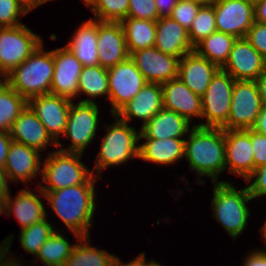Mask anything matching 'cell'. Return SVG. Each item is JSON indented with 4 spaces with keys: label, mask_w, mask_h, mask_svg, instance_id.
<instances>
[{
    "label": "cell",
    "mask_w": 266,
    "mask_h": 266,
    "mask_svg": "<svg viewBox=\"0 0 266 266\" xmlns=\"http://www.w3.org/2000/svg\"><path fill=\"white\" fill-rule=\"evenodd\" d=\"M98 175H92L84 184L65 187L56 191H41L55 214L78 240L90 235L97 198L94 184Z\"/></svg>",
    "instance_id": "1"
},
{
    "label": "cell",
    "mask_w": 266,
    "mask_h": 266,
    "mask_svg": "<svg viewBox=\"0 0 266 266\" xmlns=\"http://www.w3.org/2000/svg\"><path fill=\"white\" fill-rule=\"evenodd\" d=\"M189 139V140H188ZM185 139V158L189 168L199 177L208 176L217 183L219 174L226 170L225 130L192 126Z\"/></svg>",
    "instance_id": "2"
},
{
    "label": "cell",
    "mask_w": 266,
    "mask_h": 266,
    "mask_svg": "<svg viewBox=\"0 0 266 266\" xmlns=\"http://www.w3.org/2000/svg\"><path fill=\"white\" fill-rule=\"evenodd\" d=\"M54 73L53 50L44 51L43 42L7 75V84L26 100L50 94Z\"/></svg>",
    "instance_id": "3"
},
{
    "label": "cell",
    "mask_w": 266,
    "mask_h": 266,
    "mask_svg": "<svg viewBox=\"0 0 266 266\" xmlns=\"http://www.w3.org/2000/svg\"><path fill=\"white\" fill-rule=\"evenodd\" d=\"M253 200L248 187L237 190L230 182L214 184L211 209L212 216L221 223L233 239L238 237L248 225L250 215L247 203Z\"/></svg>",
    "instance_id": "4"
},
{
    "label": "cell",
    "mask_w": 266,
    "mask_h": 266,
    "mask_svg": "<svg viewBox=\"0 0 266 266\" xmlns=\"http://www.w3.org/2000/svg\"><path fill=\"white\" fill-rule=\"evenodd\" d=\"M116 120L111 125H106V134L102 137L100 152L95 160V167H92V173L95 175L102 172L109 166H119L129 159L139 158V134L133 126L112 115Z\"/></svg>",
    "instance_id": "5"
},
{
    "label": "cell",
    "mask_w": 266,
    "mask_h": 266,
    "mask_svg": "<svg viewBox=\"0 0 266 266\" xmlns=\"http://www.w3.org/2000/svg\"><path fill=\"white\" fill-rule=\"evenodd\" d=\"M47 156L42 163V182L38 185L41 191H56L84 184L93 175L92 170L80 160V153L54 150Z\"/></svg>",
    "instance_id": "6"
},
{
    "label": "cell",
    "mask_w": 266,
    "mask_h": 266,
    "mask_svg": "<svg viewBox=\"0 0 266 266\" xmlns=\"http://www.w3.org/2000/svg\"><path fill=\"white\" fill-rule=\"evenodd\" d=\"M235 79L223 69L212 77L206 92L201 96L202 119L196 126L222 128L229 119Z\"/></svg>",
    "instance_id": "7"
},
{
    "label": "cell",
    "mask_w": 266,
    "mask_h": 266,
    "mask_svg": "<svg viewBox=\"0 0 266 266\" xmlns=\"http://www.w3.org/2000/svg\"><path fill=\"white\" fill-rule=\"evenodd\" d=\"M99 108L96 102L71 103L67 125L63 137L71 139V144L60 151L80 153L90 145L98 129Z\"/></svg>",
    "instance_id": "8"
},
{
    "label": "cell",
    "mask_w": 266,
    "mask_h": 266,
    "mask_svg": "<svg viewBox=\"0 0 266 266\" xmlns=\"http://www.w3.org/2000/svg\"><path fill=\"white\" fill-rule=\"evenodd\" d=\"M43 42L26 25L0 27V65L7 75L25 61Z\"/></svg>",
    "instance_id": "9"
},
{
    "label": "cell",
    "mask_w": 266,
    "mask_h": 266,
    "mask_svg": "<svg viewBox=\"0 0 266 266\" xmlns=\"http://www.w3.org/2000/svg\"><path fill=\"white\" fill-rule=\"evenodd\" d=\"M262 106L256 81L235 80L229 119L222 129L252 128Z\"/></svg>",
    "instance_id": "10"
},
{
    "label": "cell",
    "mask_w": 266,
    "mask_h": 266,
    "mask_svg": "<svg viewBox=\"0 0 266 266\" xmlns=\"http://www.w3.org/2000/svg\"><path fill=\"white\" fill-rule=\"evenodd\" d=\"M146 83L144 76L130 57L109 68L110 113L114 115L123 105L133 99Z\"/></svg>",
    "instance_id": "11"
},
{
    "label": "cell",
    "mask_w": 266,
    "mask_h": 266,
    "mask_svg": "<svg viewBox=\"0 0 266 266\" xmlns=\"http://www.w3.org/2000/svg\"><path fill=\"white\" fill-rule=\"evenodd\" d=\"M71 103L72 100L53 94L38 95L27 100V105L45 126L58 148L64 146L58 138L65 131Z\"/></svg>",
    "instance_id": "12"
},
{
    "label": "cell",
    "mask_w": 266,
    "mask_h": 266,
    "mask_svg": "<svg viewBox=\"0 0 266 266\" xmlns=\"http://www.w3.org/2000/svg\"><path fill=\"white\" fill-rule=\"evenodd\" d=\"M216 30L236 38H244L254 23V5L247 0H216Z\"/></svg>",
    "instance_id": "13"
},
{
    "label": "cell",
    "mask_w": 266,
    "mask_h": 266,
    "mask_svg": "<svg viewBox=\"0 0 266 266\" xmlns=\"http://www.w3.org/2000/svg\"><path fill=\"white\" fill-rule=\"evenodd\" d=\"M129 57L146 82L163 84L178 77L179 59L160 52L155 46L134 51Z\"/></svg>",
    "instance_id": "14"
},
{
    "label": "cell",
    "mask_w": 266,
    "mask_h": 266,
    "mask_svg": "<svg viewBox=\"0 0 266 266\" xmlns=\"http://www.w3.org/2000/svg\"><path fill=\"white\" fill-rule=\"evenodd\" d=\"M265 64L266 59L244 37L236 39L221 69L235 80L256 81L265 71Z\"/></svg>",
    "instance_id": "15"
},
{
    "label": "cell",
    "mask_w": 266,
    "mask_h": 266,
    "mask_svg": "<svg viewBox=\"0 0 266 266\" xmlns=\"http://www.w3.org/2000/svg\"><path fill=\"white\" fill-rule=\"evenodd\" d=\"M53 55L54 73L50 94L73 100L78 96V81L83 66L65 46L53 49Z\"/></svg>",
    "instance_id": "16"
},
{
    "label": "cell",
    "mask_w": 266,
    "mask_h": 266,
    "mask_svg": "<svg viewBox=\"0 0 266 266\" xmlns=\"http://www.w3.org/2000/svg\"><path fill=\"white\" fill-rule=\"evenodd\" d=\"M253 148L249 129L225 130V161L228 173L245 180L254 171Z\"/></svg>",
    "instance_id": "17"
},
{
    "label": "cell",
    "mask_w": 266,
    "mask_h": 266,
    "mask_svg": "<svg viewBox=\"0 0 266 266\" xmlns=\"http://www.w3.org/2000/svg\"><path fill=\"white\" fill-rule=\"evenodd\" d=\"M99 65L109 69L129 57L126 39L120 22L97 20Z\"/></svg>",
    "instance_id": "18"
},
{
    "label": "cell",
    "mask_w": 266,
    "mask_h": 266,
    "mask_svg": "<svg viewBox=\"0 0 266 266\" xmlns=\"http://www.w3.org/2000/svg\"><path fill=\"white\" fill-rule=\"evenodd\" d=\"M4 170L9 181L17 183L20 180L26 185L38 173L42 174L40 151L12 141Z\"/></svg>",
    "instance_id": "19"
},
{
    "label": "cell",
    "mask_w": 266,
    "mask_h": 266,
    "mask_svg": "<svg viewBox=\"0 0 266 266\" xmlns=\"http://www.w3.org/2000/svg\"><path fill=\"white\" fill-rule=\"evenodd\" d=\"M162 108L161 84L147 82L135 97L123 105L114 115L127 123L133 118L141 119L144 126Z\"/></svg>",
    "instance_id": "20"
},
{
    "label": "cell",
    "mask_w": 266,
    "mask_h": 266,
    "mask_svg": "<svg viewBox=\"0 0 266 266\" xmlns=\"http://www.w3.org/2000/svg\"><path fill=\"white\" fill-rule=\"evenodd\" d=\"M163 108L172 110L189 122L193 117L202 119L201 96L193 93L179 77L161 84Z\"/></svg>",
    "instance_id": "21"
},
{
    "label": "cell",
    "mask_w": 266,
    "mask_h": 266,
    "mask_svg": "<svg viewBox=\"0 0 266 266\" xmlns=\"http://www.w3.org/2000/svg\"><path fill=\"white\" fill-rule=\"evenodd\" d=\"M220 67L200 56L195 50L178 63V77L195 94L202 96Z\"/></svg>",
    "instance_id": "22"
},
{
    "label": "cell",
    "mask_w": 266,
    "mask_h": 266,
    "mask_svg": "<svg viewBox=\"0 0 266 266\" xmlns=\"http://www.w3.org/2000/svg\"><path fill=\"white\" fill-rule=\"evenodd\" d=\"M9 133L14 142L24 144L38 151H44L49 144L57 148V143L51 138L45 126L28 105L13 122Z\"/></svg>",
    "instance_id": "23"
},
{
    "label": "cell",
    "mask_w": 266,
    "mask_h": 266,
    "mask_svg": "<svg viewBox=\"0 0 266 266\" xmlns=\"http://www.w3.org/2000/svg\"><path fill=\"white\" fill-rule=\"evenodd\" d=\"M155 47L160 52L175 56L179 60L194 50L188 37V30L171 17L156 20Z\"/></svg>",
    "instance_id": "24"
},
{
    "label": "cell",
    "mask_w": 266,
    "mask_h": 266,
    "mask_svg": "<svg viewBox=\"0 0 266 266\" xmlns=\"http://www.w3.org/2000/svg\"><path fill=\"white\" fill-rule=\"evenodd\" d=\"M10 194H8L3 202V213L8 216L13 213L21 226V230L48 216L38 194H34V192L28 189L19 190L15 198L10 196Z\"/></svg>",
    "instance_id": "25"
},
{
    "label": "cell",
    "mask_w": 266,
    "mask_h": 266,
    "mask_svg": "<svg viewBox=\"0 0 266 266\" xmlns=\"http://www.w3.org/2000/svg\"><path fill=\"white\" fill-rule=\"evenodd\" d=\"M190 122L178 113L162 108L140 129L139 139L183 138Z\"/></svg>",
    "instance_id": "26"
},
{
    "label": "cell",
    "mask_w": 266,
    "mask_h": 266,
    "mask_svg": "<svg viewBox=\"0 0 266 266\" xmlns=\"http://www.w3.org/2000/svg\"><path fill=\"white\" fill-rule=\"evenodd\" d=\"M139 145V159L159 165L175 164L185 156V139H145Z\"/></svg>",
    "instance_id": "27"
},
{
    "label": "cell",
    "mask_w": 266,
    "mask_h": 266,
    "mask_svg": "<svg viewBox=\"0 0 266 266\" xmlns=\"http://www.w3.org/2000/svg\"><path fill=\"white\" fill-rule=\"evenodd\" d=\"M65 46L81 62L83 67L99 65L97 44V20L89 19L76 30Z\"/></svg>",
    "instance_id": "28"
},
{
    "label": "cell",
    "mask_w": 266,
    "mask_h": 266,
    "mask_svg": "<svg viewBox=\"0 0 266 266\" xmlns=\"http://www.w3.org/2000/svg\"><path fill=\"white\" fill-rule=\"evenodd\" d=\"M120 23L129 55L134 51L155 46L156 21L127 17Z\"/></svg>",
    "instance_id": "29"
},
{
    "label": "cell",
    "mask_w": 266,
    "mask_h": 266,
    "mask_svg": "<svg viewBox=\"0 0 266 266\" xmlns=\"http://www.w3.org/2000/svg\"><path fill=\"white\" fill-rule=\"evenodd\" d=\"M90 236L80 237L63 266H112L115 255L90 245Z\"/></svg>",
    "instance_id": "30"
},
{
    "label": "cell",
    "mask_w": 266,
    "mask_h": 266,
    "mask_svg": "<svg viewBox=\"0 0 266 266\" xmlns=\"http://www.w3.org/2000/svg\"><path fill=\"white\" fill-rule=\"evenodd\" d=\"M236 39L232 35L216 31L200 41L194 50L221 68L228 60Z\"/></svg>",
    "instance_id": "31"
},
{
    "label": "cell",
    "mask_w": 266,
    "mask_h": 266,
    "mask_svg": "<svg viewBox=\"0 0 266 266\" xmlns=\"http://www.w3.org/2000/svg\"><path fill=\"white\" fill-rule=\"evenodd\" d=\"M86 94L89 96L87 99L80 100L79 102H94L91 98L106 95L109 99V86H108V69L97 66L83 67L78 81V95Z\"/></svg>",
    "instance_id": "32"
},
{
    "label": "cell",
    "mask_w": 266,
    "mask_h": 266,
    "mask_svg": "<svg viewBox=\"0 0 266 266\" xmlns=\"http://www.w3.org/2000/svg\"><path fill=\"white\" fill-rule=\"evenodd\" d=\"M66 238L56 229L39 249L34 257L35 261L40 259L39 261H42L44 266H63L74 247Z\"/></svg>",
    "instance_id": "33"
},
{
    "label": "cell",
    "mask_w": 266,
    "mask_h": 266,
    "mask_svg": "<svg viewBox=\"0 0 266 266\" xmlns=\"http://www.w3.org/2000/svg\"><path fill=\"white\" fill-rule=\"evenodd\" d=\"M27 100L11 86L0 87V131L9 132L13 122L26 107Z\"/></svg>",
    "instance_id": "34"
},
{
    "label": "cell",
    "mask_w": 266,
    "mask_h": 266,
    "mask_svg": "<svg viewBox=\"0 0 266 266\" xmlns=\"http://www.w3.org/2000/svg\"><path fill=\"white\" fill-rule=\"evenodd\" d=\"M47 217L28 228L20 230L19 241L28 254L36 255L43 243L55 232Z\"/></svg>",
    "instance_id": "35"
},
{
    "label": "cell",
    "mask_w": 266,
    "mask_h": 266,
    "mask_svg": "<svg viewBox=\"0 0 266 266\" xmlns=\"http://www.w3.org/2000/svg\"><path fill=\"white\" fill-rule=\"evenodd\" d=\"M100 22H121L127 18L129 0H89L86 4Z\"/></svg>",
    "instance_id": "36"
},
{
    "label": "cell",
    "mask_w": 266,
    "mask_h": 266,
    "mask_svg": "<svg viewBox=\"0 0 266 266\" xmlns=\"http://www.w3.org/2000/svg\"><path fill=\"white\" fill-rule=\"evenodd\" d=\"M216 31L214 6L212 4L202 6L188 30L190 43L195 47L200 41Z\"/></svg>",
    "instance_id": "37"
},
{
    "label": "cell",
    "mask_w": 266,
    "mask_h": 266,
    "mask_svg": "<svg viewBox=\"0 0 266 266\" xmlns=\"http://www.w3.org/2000/svg\"><path fill=\"white\" fill-rule=\"evenodd\" d=\"M33 9L26 0H0V27L22 25L19 16L23 17Z\"/></svg>",
    "instance_id": "38"
},
{
    "label": "cell",
    "mask_w": 266,
    "mask_h": 266,
    "mask_svg": "<svg viewBox=\"0 0 266 266\" xmlns=\"http://www.w3.org/2000/svg\"><path fill=\"white\" fill-rule=\"evenodd\" d=\"M201 7L202 5L195 2L179 0L170 17L189 30Z\"/></svg>",
    "instance_id": "39"
},
{
    "label": "cell",
    "mask_w": 266,
    "mask_h": 266,
    "mask_svg": "<svg viewBox=\"0 0 266 266\" xmlns=\"http://www.w3.org/2000/svg\"><path fill=\"white\" fill-rule=\"evenodd\" d=\"M127 17L156 21L158 11L155 0H129Z\"/></svg>",
    "instance_id": "40"
},
{
    "label": "cell",
    "mask_w": 266,
    "mask_h": 266,
    "mask_svg": "<svg viewBox=\"0 0 266 266\" xmlns=\"http://www.w3.org/2000/svg\"><path fill=\"white\" fill-rule=\"evenodd\" d=\"M245 38L266 59V25L254 21Z\"/></svg>",
    "instance_id": "41"
},
{
    "label": "cell",
    "mask_w": 266,
    "mask_h": 266,
    "mask_svg": "<svg viewBox=\"0 0 266 266\" xmlns=\"http://www.w3.org/2000/svg\"><path fill=\"white\" fill-rule=\"evenodd\" d=\"M253 179V180H252ZM250 181H253L251 184ZM248 190L254 198L266 196V164L256 168L246 180Z\"/></svg>",
    "instance_id": "42"
},
{
    "label": "cell",
    "mask_w": 266,
    "mask_h": 266,
    "mask_svg": "<svg viewBox=\"0 0 266 266\" xmlns=\"http://www.w3.org/2000/svg\"><path fill=\"white\" fill-rule=\"evenodd\" d=\"M250 140L253 148L254 170L266 164V135L250 128Z\"/></svg>",
    "instance_id": "43"
},
{
    "label": "cell",
    "mask_w": 266,
    "mask_h": 266,
    "mask_svg": "<svg viewBox=\"0 0 266 266\" xmlns=\"http://www.w3.org/2000/svg\"><path fill=\"white\" fill-rule=\"evenodd\" d=\"M13 237H14V234L12 233V235H10L9 237H6L0 243V266H20L21 265L20 264L21 261L19 262V260H17V258L12 256L11 254L9 255V257H7L8 253L10 251V246L13 244L12 243ZM10 256H12V257H10Z\"/></svg>",
    "instance_id": "44"
},
{
    "label": "cell",
    "mask_w": 266,
    "mask_h": 266,
    "mask_svg": "<svg viewBox=\"0 0 266 266\" xmlns=\"http://www.w3.org/2000/svg\"><path fill=\"white\" fill-rule=\"evenodd\" d=\"M242 266H266V251L264 249L251 251Z\"/></svg>",
    "instance_id": "45"
},
{
    "label": "cell",
    "mask_w": 266,
    "mask_h": 266,
    "mask_svg": "<svg viewBox=\"0 0 266 266\" xmlns=\"http://www.w3.org/2000/svg\"><path fill=\"white\" fill-rule=\"evenodd\" d=\"M9 132L0 131V167L4 168L10 144L12 142Z\"/></svg>",
    "instance_id": "46"
},
{
    "label": "cell",
    "mask_w": 266,
    "mask_h": 266,
    "mask_svg": "<svg viewBox=\"0 0 266 266\" xmlns=\"http://www.w3.org/2000/svg\"><path fill=\"white\" fill-rule=\"evenodd\" d=\"M179 0H155V5L158 11V19L162 17H170L173 8Z\"/></svg>",
    "instance_id": "47"
},
{
    "label": "cell",
    "mask_w": 266,
    "mask_h": 266,
    "mask_svg": "<svg viewBox=\"0 0 266 266\" xmlns=\"http://www.w3.org/2000/svg\"><path fill=\"white\" fill-rule=\"evenodd\" d=\"M254 21L266 25V0L254 5Z\"/></svg>",
    "instance_id": "48"
},
{
    "label": "cell",
    "mask_w": 266,
    "mask_h": 266,
    "mask_svg": "<svg viewBox=\"0 0 266 266\" xmlns=\"http://www.w3.org/2000/svg\"><path fill=\"white\" fill-rule=\"evenodd\" d=\"M253 130L266 135V106L263 105L262 109L257 117Z\"/></svg>",
    "instance_id": "49"
},
{
    "label": "cell",
    "mask_w": 266,
    "mask_h": 266,
    "mask_svg": "<svg viewBox=\"0 0 266 266\" xmlns=\"http://www.w3.org/2000/svg\"><path fill=\"white\" fill-rule=\"evenodd\" d=\"M8 177L4 168L0 167V201L3 203L5 198L10 193L8 185Z\"/></svg>",
    "instance_id": "50"
},
{
    "label": "cell",
    "mask_w": 266,
    "mask_h": 266,
    "mask_svg": "<svg viewBox=\"0 0 266 266\" xmlns=\"http://www.w3.org/2000/svg\"><path fill=\"white\" fill-rule=\"evenodd\" d=\"M256 84L261 97L262 105L266 106V71H264L257 79Z\"/></svg>",
    "instance_id": "51"
},
{
    "label": "cell",
    "mask_w": 266,
    "mask_h": 266,
    "mask_svg": "<svg viewBox=\"0 0 266 266\" xmlns=\"http://www.w3.org/2000/svg\"><path fill=\"white\" fill-rule=\"evenodd\" d=\"M119 259L120 258H118V256L116 255L112 266H144V252L140 253L136 258L128 263H123Z\"/></svg>",
    "instance_id": "52"
},
{
    "label": "cell",
    "mask_w": 266,
    "mask_h": 266,
    "mask_svg": "<svg viewBox=\"0 0 266 266\" xmlns=\"http://www.w3.org/2000/svg\"><path fill=\"white\" fill-rule=\"evenodd\" d=\"M34 9L50 0H26Z\"/></svg>",
    "instance_id": "53"
},
{
    "label": "cell",
    "mask_w": 266,
    "mask_h": 266,
    "mask_svg": "<svg viewBox=\"0 0 266 266\" xmlns=\"http://www.w3.org/2000/svg\"><path fill=\"white\" fill-rule=\"evenodd\" d=\"M1 77H3L1 79ZM3 85H7V73L1 68L0 65V87Z\"/></svg>",
    "instance_id": "54"
},
{
    "label": "cell",
    "mask_w": 266,
    "mask_h": 266,
    "mask_svg": "<svg viewBox=\"0 0 266 266\" xmlns=\"http://www.w3.org/2000/svg\"><path fill=\"white\" fill-rule=\"evenodd\" d=\"M185 1H191V2L198 3L202 6H205V5L213 4L216 0H185Z\"/></svg>",
    "instance_id": "55"
},
{
    "label": "cell",
    "mask_w": 266,
    "mask_h": 266,
    "mask_svg": "<svg viewBox=\"0 0 266 266\" xmlns=\"http://www.w3.org/2000/svg\"><path fill=\"white\" fill-rule=\"evenodd\" d=\"M146 256L144 253V266H165V265H161L160 263H157L155 260H150V262H146Z\"/></svg>",
    "instance_id": "56"
},
{
    "label": "cell",
    "mask_w": 266,
    "mask_h": 266,
    "mask_svg": "<svg viewBox=\"0 0 266 266\" xmlns=\"http://www.w3.org/2000/svg\"><path fill=\"white\" fill-rule=\"evenodd\" d=\"M260 232L262 233V239H264V243L266 245V222L264 223L263 227L260 229Z\"/></svg>",
    "instance_id": "57"
},
{
    "label": "cell",
    "mask_w": 266,
    "mask_h": 266,
    "mask_svg": "<svg viewBox=\"0 0 266 266\" xmlns=\"http://www.w3.org/2000/svg\"><path fill=\"white\" fill-rule=\"evenodd\" d=\"M247 1L255 5L256 3L263 1V0H247Z\"/></svg>",
    "instance_id": "58"
},
{
    "label": "cell",
    "mask_w": 266,
    "mask_h": 266,
    "mask_svg": "<svg viewBox=\"0 0 266 266\" xmlns=\"http://www.w3.org/2000/svg\"><path fill=\"white\" fill-rule=\"evenodd\" d=\"M3 214V203L0 201V215Z\"/></svg>",
    "instance_id": "59"
},
{
    "label": "cell",
    "mask_w": 266,
    "mask_h": 266,
    "mask_svg": "<svg viewBox=\"0 0 266 266\" xmlns=\"http://www.w3.org/2000/svg\"><path fill=\"white\" fill-rule=\"evenodd\" d=\"M83 2H85L87 4L89 2V0H83Z\"/></svg>",
    "instance_id": "60"
}]
</instances>
